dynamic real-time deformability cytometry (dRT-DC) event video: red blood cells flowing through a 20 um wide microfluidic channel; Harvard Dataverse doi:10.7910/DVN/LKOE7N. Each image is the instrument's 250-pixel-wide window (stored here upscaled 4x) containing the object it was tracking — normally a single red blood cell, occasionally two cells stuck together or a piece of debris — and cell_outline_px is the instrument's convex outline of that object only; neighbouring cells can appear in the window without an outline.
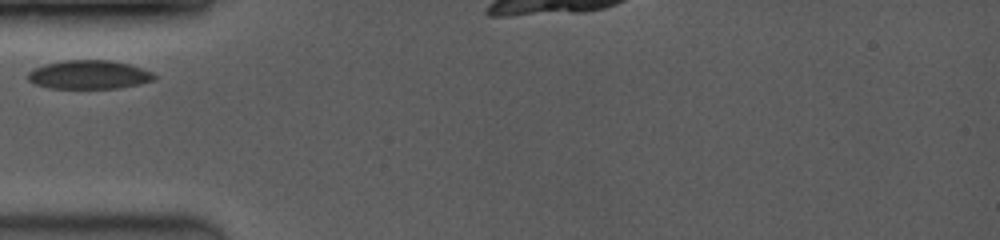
{"species": "common noctule bat (a hibernating species)", "species_latin": "Nyctalus noctula", "temperature_condition": "room temperature", "stored_images_in_passage": 2, "camera_frame_rate_fps": 3500, "um_per_image_px": 0.085, "animal": {"sex": "female", "body_mass_g": 19.0, "forearm_length_mm": 53.3}, "frame": {"image": 1, "passage_image": 1, "time_ms": 0.0, "image_size_px": [1000, 240], "cell_outline_px": [[156, 80], [140, 84], [116, 88], [52, 88], [36, 84], [28, 80], [28, 72], [44, 64], [64, 60], [108, 60], [128, 64], [152, 72], [156, 76]], "centroid_in_image_um": [7.58, 6.35], "position_along_channel_um": 77.4, "area_um2": 20.98}}